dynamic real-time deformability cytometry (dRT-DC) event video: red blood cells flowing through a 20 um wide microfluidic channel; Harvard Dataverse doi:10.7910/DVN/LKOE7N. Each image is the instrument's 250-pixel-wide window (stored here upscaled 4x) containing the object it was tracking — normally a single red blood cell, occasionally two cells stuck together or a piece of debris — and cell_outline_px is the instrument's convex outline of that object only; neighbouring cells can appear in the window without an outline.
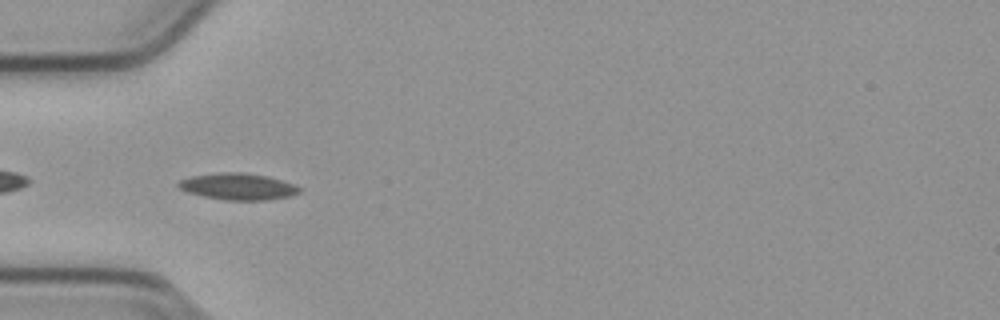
{"species": "common noctule bat (a hibernating species)", "species_latin": "Nyctalus noctula", "temperature_condition": "cold", "stored_images_in_passage": 36, "camera_frame_rate_fps": 3000, "um_per_image_px": 0.085, "animal": {"sex": "male", "body_mass_g": 23.1, "forearm_length_mm": 52.7}, "frame": {"image": 1, "passage_image": 2, "time_ms": 0.333, "image_size_px": [1000, 320], "cell_outline_px": [[304, 188], [300, 192], [292, 196], [268, 200], [224, 200], [204, 196], [188, 192], [180, 188], [176, 184], [180, 180], [192, 176], [216, 172], [244, 172], [268, 176], [296, 184]], "centroid_in_image_um": [20.3, 15.85], "position_along_channel_um": 64.7, "area_um2": 19.02}}
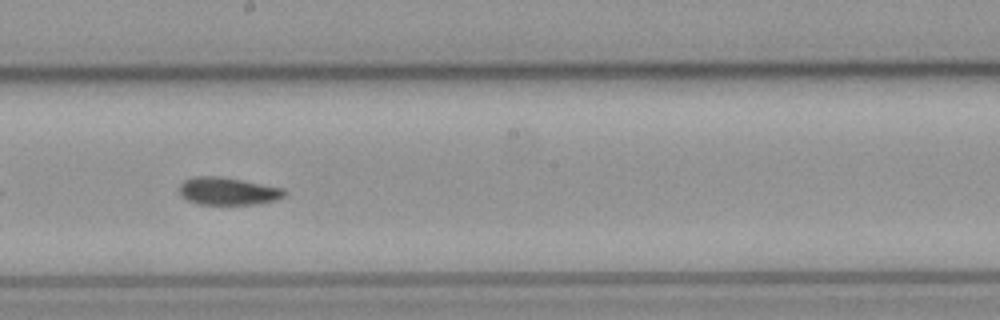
{"frame": {"image": 2, "passage_image": 15, "time_ms": 4.667, "image_size_px": [1000, 320], "cell_outline_px": [[288, 192], [284, 196], [276, 200], [260, 204], [196, 204], [188, 200], [180, 192], [180, 184], [184, 180], [196, 176], [220, 176], [284, 188]], "centroid_in_image_um": [19.41, 16.25], "position_along_channel_um": 228.8, "area_um2": 16.88}}
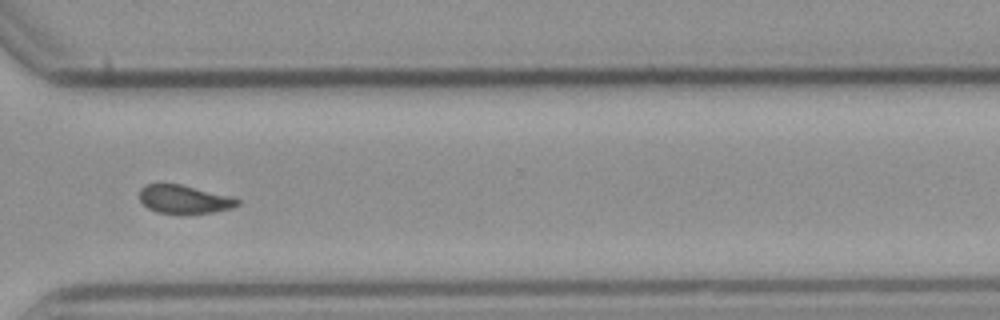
{"frame": {"image": 3, "passage_image": 25, "time_ms": 8.0, "image_size_px": [1000, 320], "cell_outline_px": [[240, 204], [232, 208], [212, 212], [180, 216], [156, 212], [148, 208], [140, 200], [140, 188], [144, 184], [180, 184], [232, 196], [240, 200]], "centroid_in_image_um": [15.66, 16.97], "position_along_channel_um": 354.9, "area_um2": 16.7}, "authors_computed_cell_mechanics": {"area_um2": 16.8198, "velocity_mm_per_s": 3.7949, "shape_relaxation_time_tau1_ms": 8.2779, "shape_relaxation_time_tau2_ms": null, "deformation_change_tau1": 0.1716, "deformation_change_tau2": null}}